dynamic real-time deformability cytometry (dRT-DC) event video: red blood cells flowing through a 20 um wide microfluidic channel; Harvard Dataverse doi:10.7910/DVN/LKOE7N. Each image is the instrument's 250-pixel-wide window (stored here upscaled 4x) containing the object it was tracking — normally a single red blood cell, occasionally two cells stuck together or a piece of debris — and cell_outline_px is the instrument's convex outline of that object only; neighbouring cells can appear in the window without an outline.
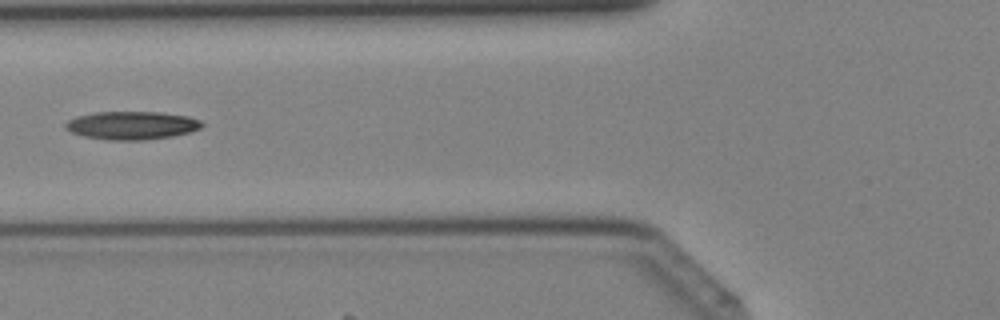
{"species": "Egyptian fruit bat (a non-hibernating species)", "species_latin": "Rousettus aegyptiacus", "temperature_condition": "cold", "stored_images_in_passage": 4, "camera_frame_rate_fps": 3000, "um_per_image_px": 0.085, "animal": {"sex": "female"}, "frame": {"image": 1, "passage_image": 4, "time_ms": 1.0, "image_size_px": [1000, 320], "cell_outline_px": [[204, 124], [200, 128], [192, 132], [172, 136], [144, 140], [108, 140], [84, 136], [72, 132], [64, 128], [64, 124], [68, 120], [76, 116], [96, 112], [160, 112], [188, 116], [200, 120]], "centroid_in_image_um": [11.21, 10.66], "position_along_channel_um": 114.6, "area_um2": 22.48}}